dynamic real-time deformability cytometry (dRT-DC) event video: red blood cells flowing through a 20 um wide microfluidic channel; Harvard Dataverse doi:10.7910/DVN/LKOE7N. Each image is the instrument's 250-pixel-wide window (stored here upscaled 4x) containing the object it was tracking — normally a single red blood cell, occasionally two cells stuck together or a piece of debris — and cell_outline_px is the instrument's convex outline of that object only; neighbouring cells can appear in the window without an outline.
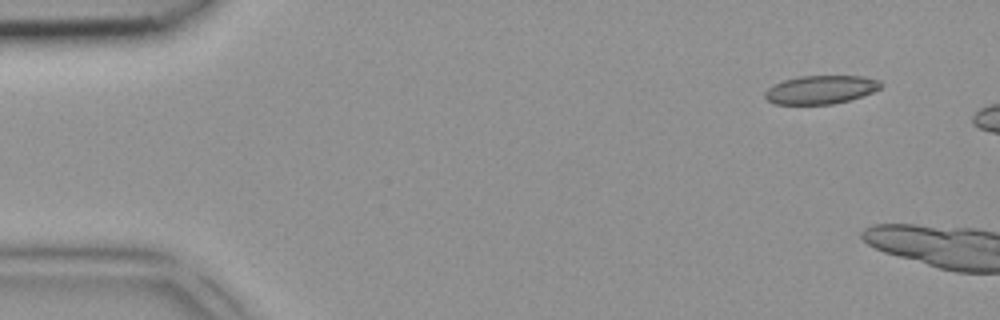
{"species": "common noctule bat (a hibernating species)", "species_latin": "Nyctalus noctula", "temperature_condition": "room temperature", "stored_images_in_passage": 2, "camera_frame_rate_fps": 3000, "um_per_image_px": 0.085, "animal": {"sex": "female", "body_mass_g": 18.4}, "frame": {"image": 1, "passage_image": 1, "time_ms": 0.0, "image_size_px": [1000, 320], "cell_outline_px": [[884, 84], [880, 88], [872, 92], [848, 100], [832, 104], [776, 104], [768, 100], [764, 96], [764, 92], [772, 84], [784, 80], [800, 76], [864, 76], [880, 80]], "centroid_in_image_um": [69.76, 7.61], "position_along_channel_um": 15.2, "area_um2": 19.19}}